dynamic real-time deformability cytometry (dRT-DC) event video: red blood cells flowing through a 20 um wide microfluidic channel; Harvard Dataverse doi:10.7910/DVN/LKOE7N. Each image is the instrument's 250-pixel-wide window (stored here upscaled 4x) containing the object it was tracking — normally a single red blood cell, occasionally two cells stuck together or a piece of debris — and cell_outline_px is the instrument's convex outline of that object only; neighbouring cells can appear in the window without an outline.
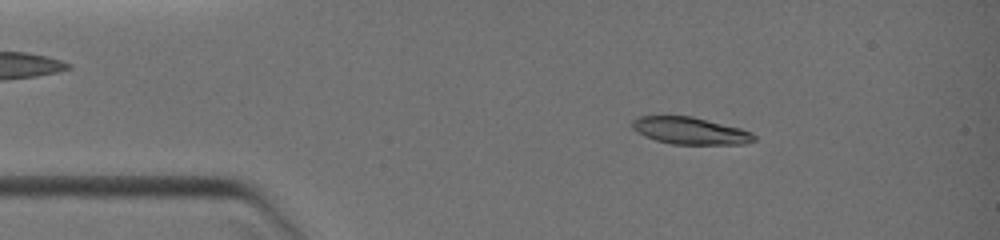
{"species": "common noctule bat (a hibernating species)", "species_latin": "Nyctalus noctula", "temperature_condition": "warm", "stored_images_in_passage": 46, "camera_frame_rate_fps": 3000, "um_per_image_px": 0.085, "animal": {"sex": "female", "body_mass_g": 19.0, "forearm_length_mm": 51.5}, "frame": {"image": 1, "passage_image": 10, "time_ms": 2.0, "image_size_px": [1000, 240], "cell_outline_px": [[756, 140], [744, 144], [672, 144], [656, 140], [644, 136], [636, 132], [632, 128], [632, 120], [636, 116], [692, 116], [740, 128], [752, 132], [756, 136]], "centroid_in_image_um": [58.65, 11.11], "position_along_channel_um": 26.3, "area_um2": 19.31}}
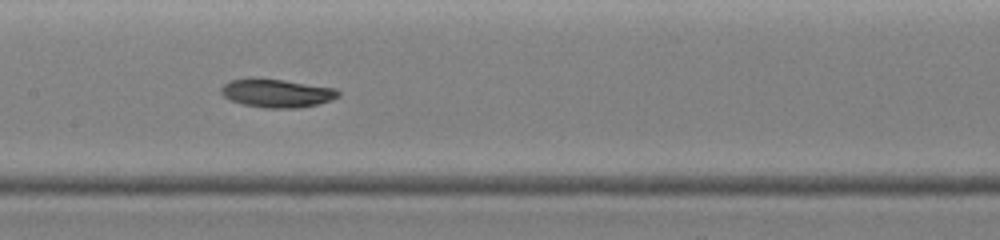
{"frame": {"image": 2, "passage_image": 28, "time_ms": 6.333, "image_size_px": [1000, 240], "cell_outline_px": [[340, 96], [332, 100], [316, 104], [296, 108], [264, 108], [244, 104], [228, 100], [220, 92], [220, 88], [224, 84], [232, 80], [248, 76], [260, 76], [336, 88], [340, 92]], "centroid_in_image_um": [23.49, 7.88], "position_along_channel_um": 183.9, "area_um2": 19.94}}
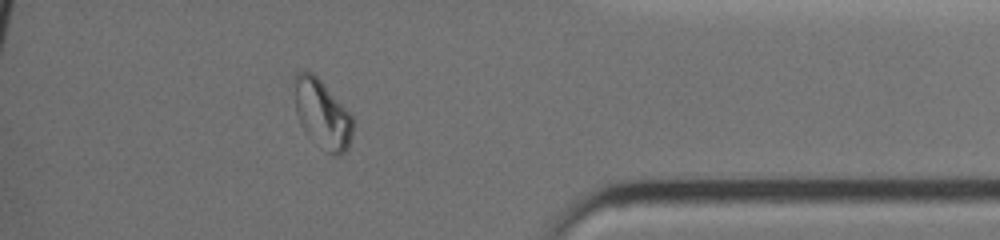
{"frame": {"image": 3, "passage_image": 42, "time_ms": 11.333, "image_size_px": [1000, 240], "cell_outline_px": [[352, 136], [348, 148], [340, 156], [336, 156], [324, 152], [304, 132], [300, 124], [296, 112], [292, 80], [292, 76], [300, 68], [312, 72], [320, 80], [352, 116]], "centroid_in_image_um": [27.32, 9.68], "position_along_channel_um": 407.9, "area_um2": 23.87}}